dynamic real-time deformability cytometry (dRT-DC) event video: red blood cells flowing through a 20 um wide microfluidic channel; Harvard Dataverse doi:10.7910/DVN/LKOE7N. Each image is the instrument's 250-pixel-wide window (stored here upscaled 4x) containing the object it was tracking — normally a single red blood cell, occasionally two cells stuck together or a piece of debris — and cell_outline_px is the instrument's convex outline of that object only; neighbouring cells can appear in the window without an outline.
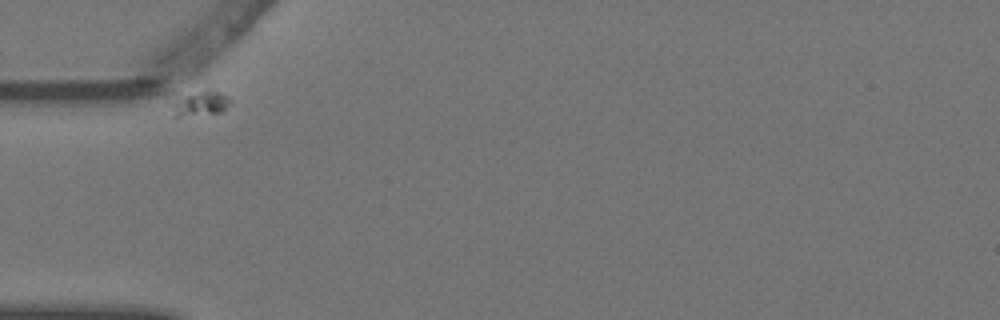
{"species": "Egyptian fruit bat (a non-hibernating species)", "species_latin": "Rousettus aegyptiacus", "temperature_condition": "warm", "stored_images_in_passage": 5, "camera_frame_rate_fps": 3000, "um_per_image_px": 0.085, "animal": {"sex": "female"}, "frame": {"image": 1, "passage_image": 1, "time_ms": 0.0, "image_size_px": [1000, 320], "cell_outline_px": [[232, 100], [220, 112], [180, 116], [172, 116], [164, 92], [208, 88], [220, 92], [228, 96]], "centroid_in_image_um": [16.68, 8.65], "position_along_channel_um": 68.3, "area_um2": 10.17}}
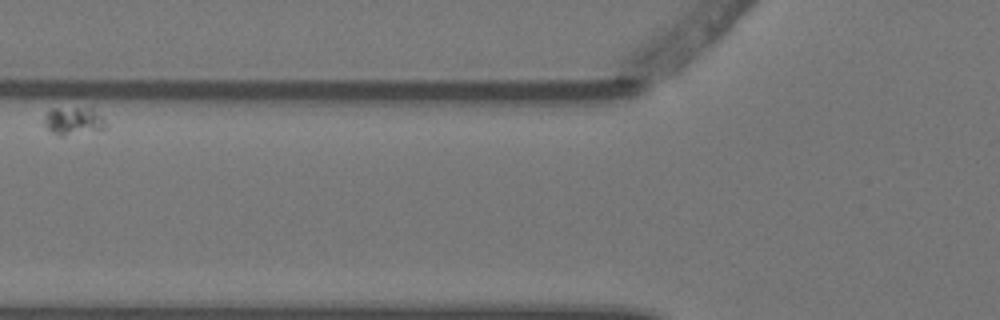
{"frame": {"image": 2, "passage_image": 3, "time_ms": 0.667, "image_size_px": [1000, 320], "cell_outline_px": [[108, 128], [100, 132], [64, 136], [60, 136], [52, 132], [44, 124], [44, 116], [52, 108], [92, 108], [108, 124]], "centroid_in_image_um": [6.31, 10.32], "position_along_channel_um": 119.5, "area_um2": 10.35}}